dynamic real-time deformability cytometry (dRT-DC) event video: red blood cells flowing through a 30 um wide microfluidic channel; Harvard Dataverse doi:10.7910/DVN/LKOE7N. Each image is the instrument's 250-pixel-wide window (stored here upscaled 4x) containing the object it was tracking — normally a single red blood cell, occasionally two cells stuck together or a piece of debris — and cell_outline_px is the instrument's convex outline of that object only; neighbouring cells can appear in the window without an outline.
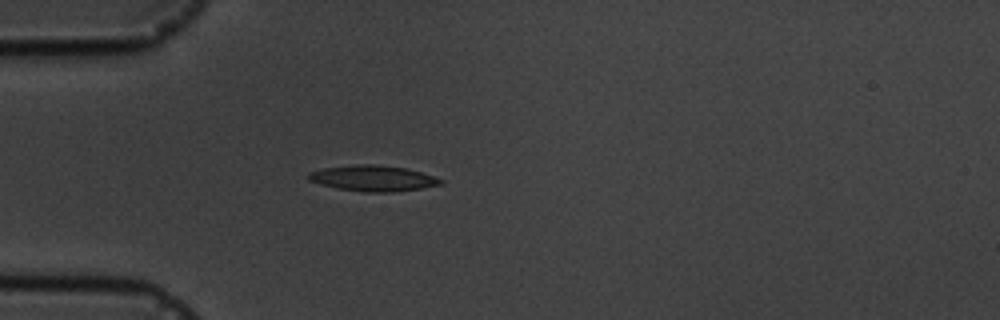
{"species": "common noctule bat (a hibernating species)", "species_latin": "Nyctalus noctula", "temperature_condition": "cold", "stored_images_in_passage": 1, "camera_frame_rate_fps": 3000, "um_per_image_px": 0.085, "animal": {"sex": "male", "body_mass_g": 19.5, "forearm_length_mm": 54.6}, "frame": {"image": 1, "passage_image": 1, "time_ms": 0.0, "image_size_px": [1000, 320], "cell_outline_px": [[444, 184], [420, 188], [392, 192], [364, 192], [340, 188], [320, 184], [308, 180], [308, 172], [324, 168], [356, 164], [376, 164], [408, 168], [444, 180]], "centroid_in_image_um": [31.72, 15.14], "position_along_channel_um": 53.3, "area_um2": 19.77}}